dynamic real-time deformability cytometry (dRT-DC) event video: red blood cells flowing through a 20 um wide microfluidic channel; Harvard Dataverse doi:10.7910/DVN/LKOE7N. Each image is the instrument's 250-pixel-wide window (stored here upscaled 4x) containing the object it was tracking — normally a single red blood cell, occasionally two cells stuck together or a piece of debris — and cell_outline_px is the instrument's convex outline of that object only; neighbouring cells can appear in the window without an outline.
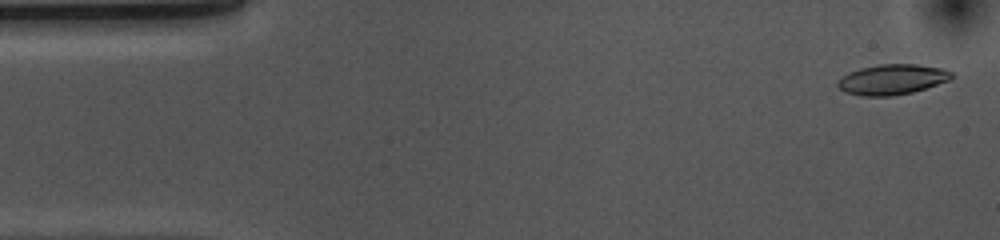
{"species": "common noctule bat (a hibernating species)", "species_latin": "Nyctalus noctula", "temperature_condition": "cold", "stored_images_in_passage": 53, "camera_frame_rate_fps": 3000, "um_per_image_px": 0.085, "animal": {"sex": "female", "body_mass_g": 10.0, "forearm_length_mm": 53.1}, "frame": {"image": 1, "passage_image": 2, "time_ms": 0.333, "image_size_px": [1000, 240], "cell_outline_px": [[952, 76], [948, 80], [912, 92], [888, 96], [860, 96], [844, 92], [836, 84], [848, 72], [860, 68], [880, 64], [916, 64], [944, 68], [952, 72]], "centroid_in_image_um": [75.81, 6.75], "position_along_channel_um": 9.2, "area_um2": 19.88}}
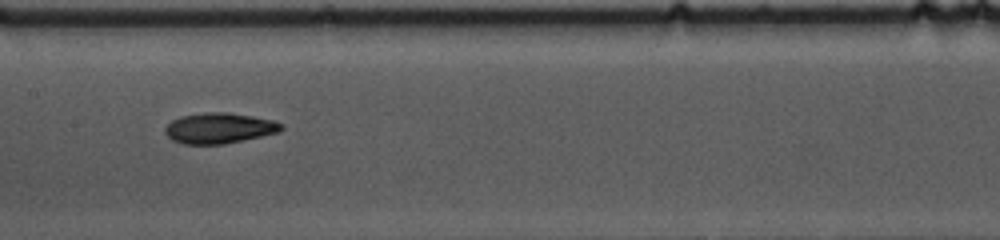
{"frame": {"image": 2, "passage_image": 25, "time_ms": 8.0, "image_size_px": [1000, 240], "cell_outline_px": [[284, 128], [280, 132], [244, 140], [224, 144], [184, 144], [172, 140], [164, 132], [164, 128], [172, 120], [180, 116], [204, 112], [228, 112], [252, 116], [272, 120], [284, 124]], "centroid_in_image_um": [18.64, 10.89], "position_along_channel_um": 188.8, "area_um2": 20.87}}
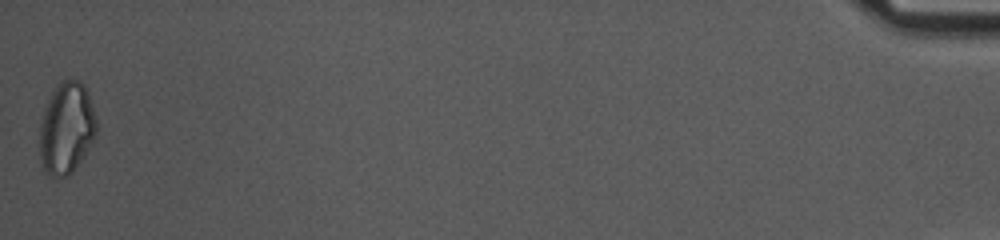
{"frame": {"image": 3, "passage_image": 53, "time_ms": 17.333, "image_size_px": [1000, 240], "cell_outline_px": [[96, 136], [72, 172], [68, 176], [48, 176], [44, 168], [40, 156], [40, 124], [44, 108], [52, 88], [56, 84], [64, 80], [80, 80], [84, 84], [88, 92], [96, 116]], "centroid_in_image_um": [5.65, 10.85], "position_along_channel_um": 429.6, "area_um2": 30.4}, "authors_computed_cell_mechanics": {"area_um2": 20.3456, "velocity_mm_per_s": 3.678, "shape_relaxation_time_tau1_ms": 4.1589, "shape_relaxation_time_tau2_ms": 10.0974, "deformation_change_tau1": 0.1224, "deformation_change_tau2": 0.1741}}